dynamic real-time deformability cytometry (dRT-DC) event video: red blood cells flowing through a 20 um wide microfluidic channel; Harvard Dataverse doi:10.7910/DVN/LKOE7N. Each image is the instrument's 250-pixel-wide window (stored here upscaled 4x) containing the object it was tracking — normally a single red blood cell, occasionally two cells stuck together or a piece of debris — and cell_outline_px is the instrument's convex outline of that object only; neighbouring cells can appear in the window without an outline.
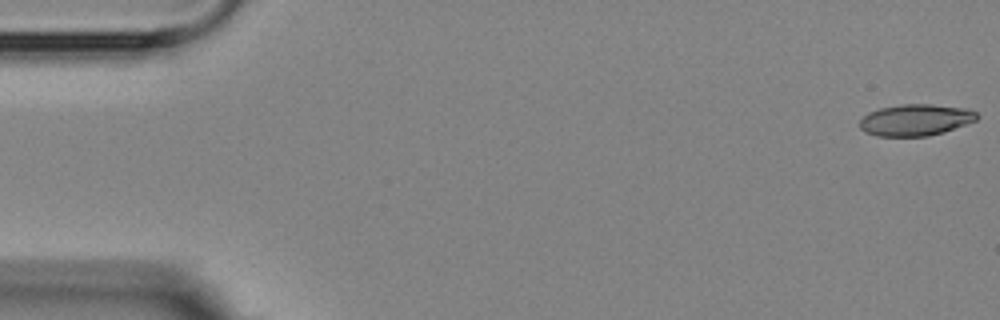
{"species": "Egyptian fruit bat (a non-hibernating species)", "species_latin": "Rousettus aegyptiacus", "temperature_condition": "room temperature", "stored_images_in_passage": 5, "camera_frame_rate_fps": 3000, "um_per_image_px": 0.085, "animal": {"sex": "female"}, "frame": {"image": 1, "passage_image": 1, "time_ms": 0.0, "image_size_px": [1000, 320], "cell_outline_px": [[980, 116], [976, 120], [944, 132], [928, 136], [876, 136], [864, 132], [860, 128], [860, 120], [868, 112], [880, 108], [900, 104], [932, 104], [968, 108], [976, 112]], "centroid_in_image_um": [77.82, 10.19], "position_along_channel_um": 7.2, "area_um2": 21.68}}
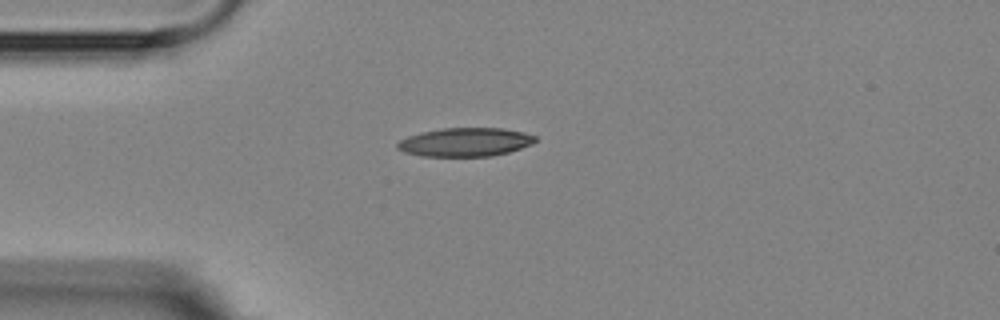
{"frame": {"image": 2, "passage_image": 5, "time_ms": 4.333, "image_size_px": [1000, 320], "cell_outline_px": [[536, 140], [532, 144], [508, 152], [492, 156], [420, 156], [404, 152], [396, 148], [396, 144], [400, 140], [408, 136], [420, 132], [440, 128], [500, 128], [524, 132], [536, 136]], "centroid_in_image_um": [39.51, 12.08], "position_along_channel_um": 45.5, "area_um2": 23.06}}